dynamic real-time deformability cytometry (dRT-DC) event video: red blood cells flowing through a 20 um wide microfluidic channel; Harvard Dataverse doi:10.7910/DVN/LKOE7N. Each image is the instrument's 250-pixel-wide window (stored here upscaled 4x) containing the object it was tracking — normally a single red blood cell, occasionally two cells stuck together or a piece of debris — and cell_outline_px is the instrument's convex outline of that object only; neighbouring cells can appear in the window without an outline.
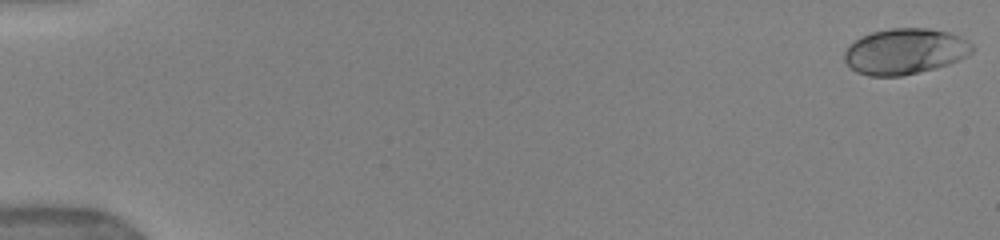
{"species": "human", "species_latin": "Homo sapiens", "temperature_condition": "warm", "stored_images_in_passage": 55, "camera_frame_rate_fps": 3000, "um_per_image_px": 0.085, "donor": {"sex": "female"}, "frame": {"image": 1, "passage_image": 1, "time_ms": 0.0, "image_size_px": [1000, 240], "cell_outline_px": [[972, 52], [968, 56], [948, 64], [900, 76], [868, 76], [856, 72], [844, 60], [844, 52], [856, 40], [872, 32], [888, 28], [928, 28], [948, 32], [960, 36], [972, 44]], "centroid_in_image_um": [76.92, 4.36], "position_along_channel_um": 8.1, "area_um2": 33.76}}
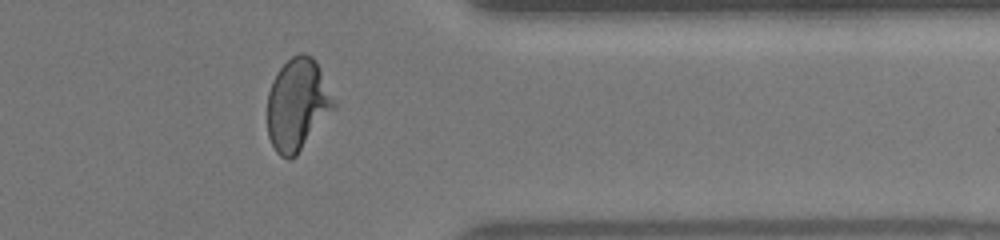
{"frame": {"image": 2, "passage_image": 48, "time_ms": 14.0, "image_size_px": [1000, 240], "cell_outline_px": [[336, 108], [296, 156], [292, 160], [288, 160], [280, 156], [276, 152], [268, 136], [268, 92], [272, 80], [276, 72], [292, 56], [300, 52], [304, 52], [312, 56], [316, 60], [336, 104]], "centroid_in_image_um": [25.29, 8.9], "position_along_channel_um": 386.1, "area_um2": 35.89}}
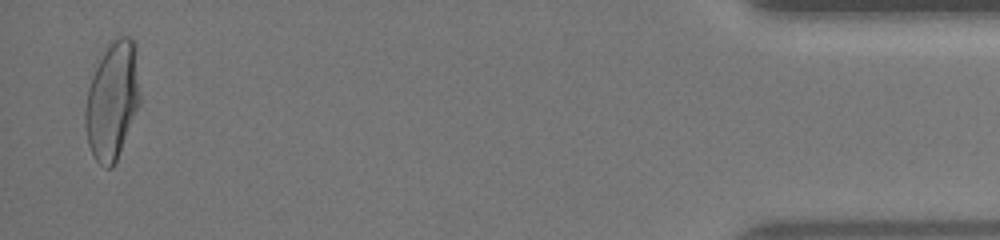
{"frame": {"image": 3, "passage_image": 54, "time_ms": 16.667, "image_size_px": [1000, 240], "cell_outline_px": [[140, 100], [116, 160], [112, 168], [104, 168], [92, 156], [88, 144], [84, 124], [84, 108], [88, 88], [92, 76], [108, 40], [120, 36], [128, 36], [132, 40], [140, 96]], "centroid_in_image_um": [9.48, 8.56], "position_along_channel_um": 425.7, "area_um2": 36.93}, "authors_computed_cell_mechanics": {"area_um2": 33.5818, "velocity_mm_per_s": 3.9555, "shape_relaxation_time_tau1_ms": 5.0538, "shape_relaxation_time_tau2_ms": null, "deformation_change_tau1": 0.2087, "deformation_change_tau2": null}}